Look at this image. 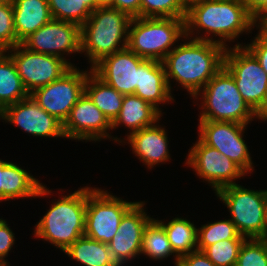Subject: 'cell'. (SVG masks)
<instances>
[{
  "instance_id": "277c9868",
  "label": "cell",
  "mask_w": 267,
  "mask_h": 266,
  "mask_svg": "<svg viewBox=\"0 0 267 266\" xmlns=\"http://www.w3.org/2000/svg\"><path fill=\"white\" fill-rule=\"evenodd\" d=\"M35 225L34 236L64 252L84 236L87 205V186L72 194L59 197Z\"/></svg>"
},
{
  "instance_id": "2e32d148",
  "label": "cell",
  "mask_w": 267,
  "mask_h": 266,
  "mask_svg": "<svg viewBox=\"0 0 267 266\" xmlns=\"http://www.w3.org/2000/svg\"><path fill=\"white\" fill-rule=\"evenodd\" d=\"M0 118L33 137L66 138L63 123L42 109L31 95L6 106L0 112Z\"/></svg>"
},
{
  "instance_id": "1f68e13d",
  "label": "cell",
  "mask_w": 267,
  "mask_h": 266,
  "mask_svg": "<svg viewBox=\"0 0 267 266\" xmlns=\"http://www.w3.org/2000/svg\"><path fill=\"white\" fill-rule=\"evenodd\" d=\"M235 266H267V239H245Z\"/></svg>"
},
{
  "instance_id": "30bf717a",
  "label": "cell",
  "mask_w": 267,
  "mask_h": 266,
  "mask_svg": "<svg viewBox=\"0 0 267 266\" xmlns=\"http://www.w3.org/2000/svg\"><path fill=\"white\" fill-rule=\"evenodd\" d=\"M89 72L88 69L83 71L76 66L71 67L59 79L35 89L30 95L42 109L64 123L85 92Z\"/></svg>"
},
{
  "instance_id": "cb8c5ba5",
  "label": "cell",
  "mask_w": 267,
  "mask_h": 266,
  "mask_svg": "<svg viewBox=\"0 0 267 266\" xmlns=\"http://www.w3.org/2000/svg\"><path fill=\"white\" fill-rule=\"evenodd\" d=\"M85 93L112 123L120 112L124 95L106 84L92 69L87 75Z\"/></svg>"
},
{
  "instance_id": "8fae6325",
  "label": "cell",
  "mask_w": 267,
  "mask_h": 266,
  "mask_svg": "<svg viewBox=\"0 0 267 266\" xmlns=\"http://www.w3.org/2000/svg\"><path fill=\"white\" fill-rule=\"evenodd\" d=\"M15 63L28 93L59 79L71 66L62 58L29 51L22 44L5 51Z\"/></svg>"
},
{
  "instance_id": "d6986e66",
  "label": "cell",
  "mask_w": 267,
  "mask_h": 266,
  "mask_svg": "<svg viewBox=\"0 0 267 266\" xmlns=\"http://www.w3.org/2000/svg\"><path fill=\"white\" fill-rule=\"evenodd\" d=\"M51 190L13 162L0 159V201L51 195Z\"/></svg>"
},
{
  "instance_id": "e575fe53",
  "label": "cell",
  "mask_w": 267,
  "mask_h": 266,
  "mask_svg": "<svg viewBox=\"0 0 267 266\" xmlns=\"http://www.w3.org/2000/svg\"><path fill=\"white\" fill-rule=\"evenodd\" d=\"M15 244V234L8 226L6 220L0 218V264L10 266L5 259Z\"/></svg>"
},
{
  "instance_id": "f6af8a7d",
  "label": "cell",
  "mask_w": 267,
  "mask_h": 266,
  "mask_svg": "<svg viewBox=\"0 0 267 266\" xmlns=\"http://www.w3.org/2000/svg\"><path fill=\"white\" fill-rule=\"evenodd\" d=\"M183 1H184V3H185L186 5H188L189 3L193 2V1H196V0H183Z\"/></svg>"
},
{
  "instance_id": "b9f144b4",
  "label": "cell",
  "mask_w": 267,
  "mask_h": 266,
  "mask_svg": "<svg viewBox=\"0 0 267 266\" xmlns=\"http://www.w3.org/2000/svg\"><path fill=\"white\" fill-rule=\"evenodd\" d=\"M264 239H267V197H266L265 212H264Z\"/></svg>"
},
{
  "instance_id": "4fadbf2b",
  "label": "cell",
  "mask_w": 267,
  "mask_h": 266,
  "mask_svg": "<svg viewBox=\"0 0 267 266\" xmlns=\"http://www.w3.org/2000/svg\"><path fill=\"white\" fill-rule=\"evenodd\" d=\"M244 124L226 121H199L198 137L208 146L216 148L230 158L246 175L252 173L253 162L243 139Z\"/></svg>"
},
{
  "instance_id": "f546056e",
  "label": "cell",
  "mask_w": 267,
  "mask_h": 266,
  "mask_svg": "<svg viewBox=\"0 0 267 266\" xmlns=\"http://www.w3.org/2000/svg\"><path fill=\"white\" fill-rule=\"evenodd\" d=\"M230 219L214 221L198 228L197 250L204 251L208 246L223 240H245Z\"/></svg>"
},
{
  "instance_id": "e0dca14e",
  "label": "cell",
  "mask_w": 267,
  "mask_h": 266,
  "mask_svg": "<svg viewBox=\"0 0 267 266\" xmlns=\"http://www.w3.org/2000/svg\"><path fill=\"white\" fill-rule=\"evenodd\" d=\"M144 201L136 202L122 217L118 231L108 244L119 266L141 255L143 233L153 219L145 212Z\"/></svg>"
},
{
  "instance_id": "7402d4cb",
  "label": "cell",
  "mask_w": 267,
  "mask_h": 266,
  "mask_svg": "<svg viewBox=\"0 0 267 266\" xmlns=\"http://www.w3.org/2000/svg\"><path fill=\"white\" fill-rule=\"evenodd\" d=\"M14 29L22 43L53 19L47 0H13Z\"/></svg>"
},
{
  "instance_id": "ffe728a7",
  "label": "cell",
  "mask_w": 267,
  "mask_h": 266,
  "mask_svg": "<svg viewBox=\"0 0 267 266\" xmlns=\"http://www.w3.org/2000/svg\"><path fill=\"white\" fill-rule=\"evenodd\" d=\"M165 128L157 122L149 127H145L127 136L128 144L132 148V153L147 168L151 169L155 165L163 164L170 159L168 147V137Z\"/></svg>"
},
{
  "instance_id": "8d00e7d4",
  "label": "cell",
  "mask_w": 267,
  "mask_h": 266,
  "mask_svg": "<svg viewBox=\"0 0 267 266\" xmlns=\"http://www.w3.org/2000/svg\"><path fill=\"white\" fill-rule=\"evenodd\" d=\"M108 6L127 13L131 18L140 17L141 0H113Z\"/></svg>"
},
{
  "instance_id": "bcb514c9",
  "label": "cell",
  "mask_w": 267,
  "mask_h": 266,
  "mask_svg": "<svg viewBox=\"0 0 267 266\" xmlns=\"http://www.w3.org/2000/svg\"><path fill=\"white\" fill-rule=\"evenodd\" d=\"M13 0H0V3L12 2Z\"/></svg>"
},
{
  "instance_id": "74e56055",
  "label": "cell",
  "mask_w": 267,
  "mask_h": 266,
  "mask_svg": "<svg viewBox=\"0 0 267 266\" xmlns=\"http://www.w3.org/2000/svg\"><path fill=\"white\" fill-rule=\"evenodd\" d=\"M178 266H216L202 251H194L179 259Z\"/></svg>"
},
{
  "instance_id": "ac0fdd59",
  "label": "cell",
  "mask_w": 267,
  "mask_h": 266,
  "mask_svg": "<svg viewBox=\"0 0 267 266\" xmlns=\"http://www.w3.org/2000/svg\"><path fill=\"white\" fill-rule=\"evenodd\" d=\"M145 60L125 48L104 57L92 71L123 95L134 94L139 85V65Z\"/></svg>"
},
{
  "instance_id": "d6a6232c",
  "label": "cell",
  "mask_w": 267,
  "mask_h": 266,
  "mask_svg": "<svg viewBox=\"0 0 267 266\" xmlns=\"http://www.w3.org/2000/svg\"><path fill=\"white\" fill-rule=\"evenodd\" d=\"M244 240H223L208 246L203 253L216 266H235Z\"/></svg>"
},
{
  "instance_id": "83f0119b",
  "label": "cell",
  "mask_w": 267,
  "mask_h": 266,
  "mask_svg": "<svg viewBox=\"0 0 267 266\" xmlns=\"http://www.w3.org/2000/svg\"><path fill=\"white\" fill-rule=\"evenodd\" d=\"M157 260L167 259L170 255L175 258V266H178L179 258L174 255L166 231L163 226L153 218L146 226L143 233L141 255Z\"/></svg>"
},
{
  "instance_id": "7a4b0ae2",
  "label": "cell",
  "mask_w": 267,
  "mask_h": 266,
  "mask_svg": "<svg viewBox=\"0 0 267 266\" xmlns=\"http://www.w3.org/2000/svg\"><path fill=\"white\" fill-rule=\"evenodd\" d=\"M184 39L187 43L184 41L177 45L162 62L170 91L172 88L170 82L174 79L194 99L224 66L227 47L186 36Z\"/></svg>"
},
{
  "instance_id": "ee69618b",
  "label": "cell",
  "mask_w": 267,
  "mask_h": 266,
  "mask_svg": "<svg viewBox=\"0 0 267 266\" xmlns=\"http://www.w3.org/2000/svg\"><path fill=\"white\" fill-rule=\"evenodd\" d=\"M113 0H97L100 6H108Z\"/></svg>"
},
{
  "instance_id": "9c48e42d",
  "label": "cell",
  "mask_w": 267,
  "mask_h": 266,
  "mask_svg": "<svg viewBox=\"0 0 267 266\" xmlns=\"http://www.w3.org/2000/svg\"><path fill=\"white\" fill-rule=\"evenodd\" d=\"M136 202H128L101 188L87 186L84 235L109 244L116 235L124 214Z\"/></svg>"
},
{
  "instance_id": "60d3db41",
  "label": "cell",
  "mask_w": 267,
  "mask_h": 266,
  "mask_svg": "<svg viewBox=\"0 0 267 266\" xmlns=\"http://www.w3.org/2000/svg\"><path fill=\"white\" fill-rule=\"evenodd\" d=\"M257 119H260L264 122L267 121V103L264 108L258 113Z\"/></svg>"
},
{
  "instance_id": "44dd1931",
  "label": "cell",
  "mask_w": 267,
  "mask_h": 266,
  "mask_svg": "<svg viewBox=\"0 0 267 266\" xmlns=\"http://www.w3.org/2000/svg\"><path fill=\"white\" fill-rule=\"evenodd\" d=\"M171 92L163 62L145 59L139 65V85L136 86L134 94L152 104L162 113V108H159L161 103L174 102Z\"/></svg>"
},
{
  "instance_id": "ba28073f",
  "label": "cell",
  "mask_w": 267,
  "mask_h": 266,
  "mask_svg": "<svg viewBox=\"0 0 267 266\" xmlns=\"http://www.w3.org/2000/svg\"><path fill=\"white\" fill-rule=\"evenodd\" d=\"M224 67L232 74L244 101L258 115L267 103V74L242 44L226 48Z\"/></svg>"
},
{
  "instance_id": "484cf974",
  "label": "cell",
  "mask_w": 267,
  "mask_h": 266,
  "mask_svg": "<svg viewBox=\"0 0 267 266\" xmlns=\"http://www.w3.org/2000/svg\"><path fill=\"white\" fill-rule=\"evenodd\" d=\"M29 95L12 58L5 51H0V112Z\"/></svg>"
},
{
  "instance_id": "7bdbcfd3",
  "label": "cell",
  "mask_w": 267,
  "mask_h": 266,
  "mask_svg": "<svg viewBox=\"0 0 267 266\" xmlns=\"http://www.w3.org/2000/svg\"><path fill=\"white\" fill-rule=\"evenodd\" d=\"M267 37V20L257 27Z\"/></svg>"
},
{
  "instance_id": "7c38bea8",
  "label": "cell",
  "mask_w": 267,
  "mask_h": 266,
  "mask_svg": "<svg viewBox=\"0 0 267 266\" xmlns=\"http://www.w3.org/2000/svg\"><path fill=\"white\" fill-rule=\"evenodd\" d=\"M186 164L197 176L213 187L215 193L224 187L237 184L235 181L245 176V172L230 158L216 148L206 145L200 138L189 149Z\"/></svg>"
},
{
  "instance_id": "8992f818",
  "label": "cell",
  "mask_w": 267,
  "mask_h": 266,
  "mask_svg": "<svg viewBox=\"0 0 267 266\" xmlns=\"http://www.w3.org/2000/svg\"><path fill=\"white\" fill-rule=\"evenodd\" d=\"M184 37L185 18L136 17L129 24L127 48L142 58L162 62Z\"/></svg>"
},
{
  "instance_id": "5bb4252c",
  "label": "cell",
  "mask_w": 267,
  "mask_h": 266,
  "mask_svg": "<svg viewBox=\"0 0 267 266\" xmlns=\"http://www.w3.org/2000/svg\"><path fill=\"white\" fill-rule=\"evenodd\" d=\"M21 44L32 52L58 56L74 67L75 64L64 58V55L81 53V26L52 19Z\"/></svg>"
},
{
  "instance_id": "d4e9b609",
  "label": "cell",
  "mask_w": 267,
  "mask_h": 266,
  "mask_svg": "<svg viewBox=\"0 0 267 266\" xmlns=\"http://www.w3.org/2000/svg\"><path fill=\"white\" fill-rule=\"evenodd\" d=\"M64 253L83 266H119L108 244L81 236Z\"/></svg>"
},
{
  "instance_id": "9a60e30c",
  "label": "cell",
  "mask_w": 267,
  "mask_h": 266,
  "mask_svg": "<svg viewBox=\"0 0 267 266\" xmlns=\"http://www.w3.org/2000/svg\"><path fill=\"white\" fill-rule=\"evenodd\" d=\"M110 129L112 130V123L85 92L72 107L69 116L63 123V131L67 139L96 142L108 137L114 142L127 143L120 138H112L111 134L107 132Z\"/></svg>"
},
{
  "instance_id": "52a82bcc",
  "label": "cell",
  "mask_w": 267,
  "mask_h": 266,
  "mask_svg": "<svg viewBox=\"0 0 267 266\" xmlns=\"http://www.w3.org/2000/svg\"><path fill=\"white\" fill-rule=\"evenodd\" d=\"M217 198L228 208L239 234L246 239L264 238V212L267 190H251L240 184L222 188Z\"/></svg>"
},
{
  "instance_id": "836d02e7",
  "label": "cell",
  "mask_w": 267,
  "mask_h": 266,
  "mask_svg": "<svg viewBox=\"0 0 267 266\" xmlns=\"http://www.w3.org/2000/svg\"><path fill=\"white\" fill-rule=\"evenodd\" d=\"M21 44L14 29L13 3H0V51Z\"/></svg>"
},
{
  "instance_id": "603a6c76",
  "label": "cell",
  "mask_w": 267,
  "mask_h": 266,
  "mask_svg": "<svg viewBox=\"0 0 267 266\" xmlns=\"http://www.w3.org/2000/svg\"><path fill=\"white\" fill-rule=\"evenodd\" d=\"M162 115L163 113L152 104L135 94L124 95L120 112L112 122V130L123 124L124 127L130 129L128 130L130 135L156 122L159 123Z\"/></svg>"
},
{
  "instance_id": "5b68a950",
  "label": "cell",
  "mask_w": 267,
  "mask_h": 266,
  "mask_svg": "<svg viewBox=\"0 0 267 266\" xmlns=\"http://www.w3.org/2000/svg\"><path fill=\"white\" fill-rule=\"evenodd\" d=\"M201 97L199 121H226L248 125L257 114L244 101L232 74L223 66L194 97Z\"/></svg>"
},
{
  "instance_id": "4316f807",
  "label": "cell",
  "mask_w": 267,
  "mask_h": 266,
  "mask_svg": "<svg viewBox=\"0 0 267 266\" xmlns=\"http://www.w3.org/2000/svg\"><path fill=\"white\" fill-rule=\"evenodd\" d=\"M157 221L166 231L171 248L179 259L197 251L198 228L194 222L182 217H175L168 223L158 219Z\"/></svg>"
},
{
  "instance_id": "4dcf8cb0",
  "label": "cell",
  "mask_w": 267,
  "mask_h": 266,
  "mask_svg": "<svg viewBox=\"0 0 267 266\" xmlns=\"http://www.w3.org/2000/svg\"><path fill=\"white\" fill-rule=\"evenodd\" d=\"M183 0H141L140 17L185 18Z\"/></svg>"
},
{
  "instance_id": "f1b7e54d",
  "label": "cell",
  "mask_w": 267,
  "mask_h": 266,
  "mask_svg": "<svg viewBox=\"0 0 267 266\" xmlns=\"http://www.w3.org/2000/svg\"><path fill=\"white\" fill-rule=\"evenodd\" d=\"M53 19L69 21L82 26L93 10L100 5L97 0H47Z\"/></svg>"
},
{
  "instance_id": "d590c367",
  "label": "cell",
  "mask_w": 267,
  "mask_h": 266,
  "mask_svg": "<svg viewBox=\"0 0 267 266\" xmlns=\"http://www.w3.org/2000/svg\"><path fill=\"white\" fill-rule=\"evenodd\" d=\"M252 43L244 45L258 60L267 74V37L259 30Z\"/></svg>"
},
{
  "instance_id": "ab89813d",
  "label": "cell",
  "mask_w": 267,
  "mask_h": 266,
  "mask_svg": "<svg viewBox=\"0 0 267 266\" xmlns=\"http://www.w3.org/2000/svg\"><path fill=\"white\" fill-rule=\"evenodd\" d=\"M252 17L256 27L267 20V1Z\"/></svg>"
},
{
  "instance_id": "3957f363",
  "label": "cell",
  "mask_w": 267,
  "mask_h": 266,
  "mask_svg": "<svg viewBox=\"0 0 267 266\" xmlns=\"http://www.w3.org/2000/svg\"><path fill=\"white\" fill-rule=\"evenodd\" d=\"M131 17L118 9L99 6L81 26V54L92 69L104 57L127 48Z\"/></svg>"
},
{
  "instance_id": "6da1fadb",
  "label": "cell",
  "mask_w": 267,
  "mask_h": 266,
  "mask_svg": "<svg viewBox=\"0 0 267 266\" xmlns=\"http://www.w3.org/2000/svg\"><path fill=\"white\" fill-rule=\"evenodd\" d=\"M255 26L252 15L242 1L196 0L187 5L185 36L188 38L212 41L227 47L226 42H234L244 32L251 33ZM199 31L205 32V36H199ZM194 34L198 36L194 37ZM211 34L219 36V39L211 38Z\"/></svg>"
},
{
  "instance_id": "f35d334b",
  "label": "cell",
  "mask_w": 267,
  "mask_h": 266,
  "mask_svg": "<svg viewBox=\"0 0 267 266\" xmlns=\"http://www.w3.org/2000/svg\"><path fill=\"white\" fill-rule=\"evenodd\" d=\"M267 0H243L246 10L253 16Z\"/></svg>"
}]
</instances>
